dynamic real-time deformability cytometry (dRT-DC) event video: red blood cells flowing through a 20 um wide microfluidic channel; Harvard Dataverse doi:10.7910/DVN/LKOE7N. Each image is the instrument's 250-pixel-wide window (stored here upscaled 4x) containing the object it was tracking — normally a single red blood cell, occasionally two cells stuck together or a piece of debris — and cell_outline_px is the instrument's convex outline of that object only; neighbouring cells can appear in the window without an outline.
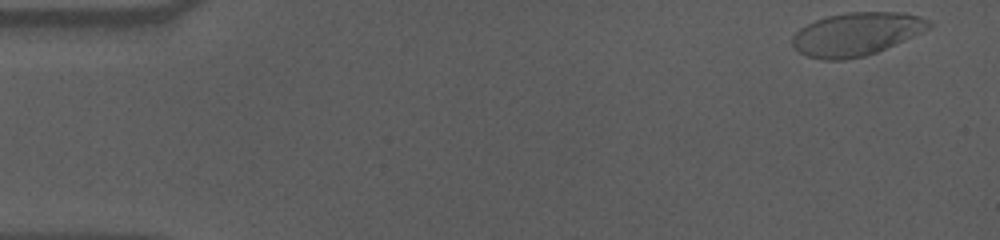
{"species": "human", "species_latin": "Homo sapiens", "temperature_condition": "cold", "stored_images_in_passage": 55, "camera_frame_rate_fps": 3000, "um_per_image_px": 0.085, "donor": {"sex": "male"}, "frame": {"image": 1, "passage_image": 1, "time_ms": 0.0, "image_size_px": [1000, 240], "cell_outline_px": [[932, 24], [928, 28], [904, 40], [876, 52], [864, 56], [844, 60], [824, 60], [808, 56], [792, 48], [792, 36], [800, 28], [816, 20], [828, 16], [848, 12], [904, 12], [920, 16], [932, 20]], "centroid_in_image_um": [72.78, 2.89], "position_along_channel_um": 12.2, "area_um2": 34.16}}
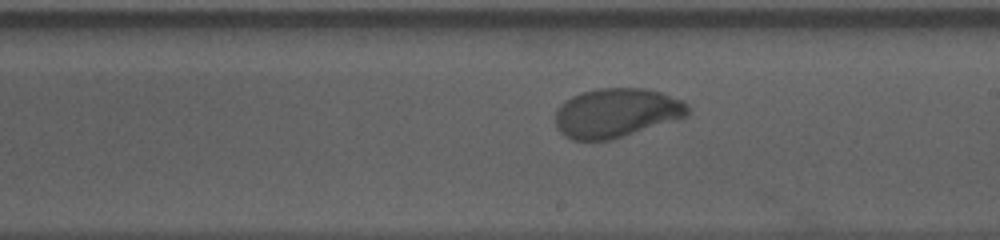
{"frame": {"image": 2, "passage_image": 31, "time_ms": 10.0, "image_size_px": [1000, 240], "cell_outline_px": [[688, 112], [684, 116], [608, 140], [572, 140], [564, 136], [556, 128], [556, 108], [564, 100], [580, 92], [600, 88], [644, 88], [660, 92], [684, 100], [688, 104]], "centroid_in_image_um": [52.32, 9.57], "position_along_channel_um": 236.7, "area_um2": 37.51}}
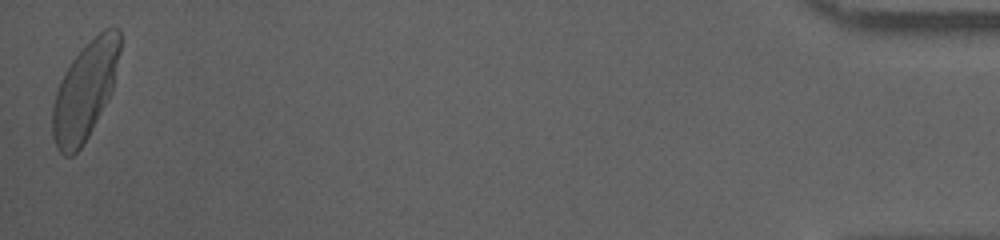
{"frame": {"image": 3, "passage_image": 55, "time_ms": 18.0, "image_size_px": [1000, 240], "cell_outline_px": [[120, 52], [112, 92], [84, 144], [72, 156], [64, 156], [60, 152], [52, 136], [52, 108], [56, 92], [60, 80], [64, 72], [72, 60], [104, 28], [120, 28]], "centroid_in_image_um": [7.22, 7.75], "position_along_channel_um": 428.0, "area_um2": 38.03}, "authors_computed_cell_mechanics": {"area_um2": 37.5122, "velocity_mm_per_s": 3.5454, "shape_relaxation_time_tau1_ms": 3.2118, "shape_relaxation_time_tau2_ms": null, "deformation_change_tau1": 0.1544, "deformation_change_tau2": null}}